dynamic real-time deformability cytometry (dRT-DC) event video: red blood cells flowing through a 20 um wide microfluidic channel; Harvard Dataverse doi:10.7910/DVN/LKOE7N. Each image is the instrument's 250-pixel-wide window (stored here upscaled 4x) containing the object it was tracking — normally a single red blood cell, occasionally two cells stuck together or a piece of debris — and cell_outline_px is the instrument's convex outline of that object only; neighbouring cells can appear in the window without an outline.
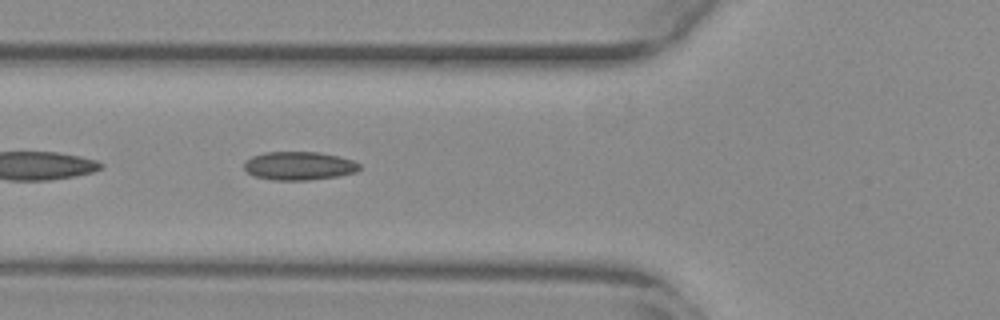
{"species": "common noctule bat (a hibernating species)", "species_latin": "Nyctalus noctula", "temperature_condition": "warm", "stored_images_in_passage": 48, "camera_frame_rate_fps": 3000, "um_per_image_px": 0.085, "animal": {"sex": "female", "body_mass_g": 29.2, "forearm_length_mm": 56.3}, "frame": {"image": 1, "passage_image": 15, "time_ms": 4.667, "image_size_px": [1000, 320], "cell_outline_px": [[360, 168], [356, 172], [336, 176], [308, 180], [272, 180], [256, 176], [248, 172], [244, 168], [244, 164], [252, 156], [264, 152], [320, 152], [352, 160], [360, 164]], "centroid_in_image_um": [25.42, 14.09], "position_along_channel_um": 100.4, "area_um2": 18.9}}
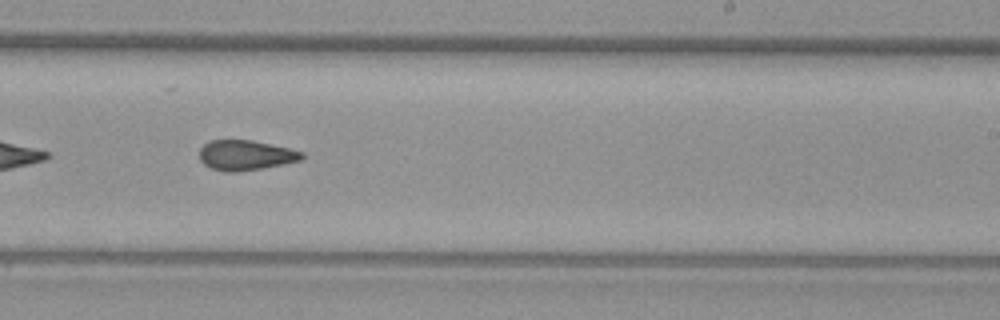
{"frame": {"image": 2, "passage_image": 28, "time_ms": 9.0, "image_size_px": [1000, 320], "cell_outline_px": [[304, 160], [264, 168], [236, 172], [224, 172], [212, 168], [204, 164], [200, 160], [200, 148], [204, 144], [212, 140], [252, 140], [288, 148], [304, 152]], "centroid_in_image_um": [20.91, 13.2], "position_along_channel_um": 268.1, "area_um2": 18.03}}
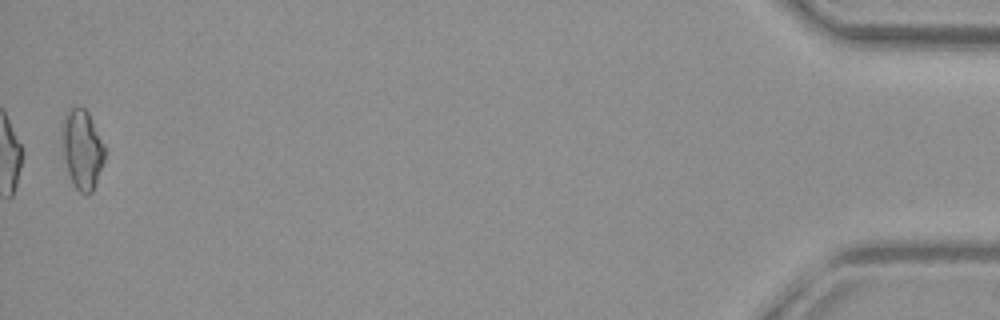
{"frame": {"image": 3, "passage_image": 48, "time_ms": 15.667, "image_size_px": [1000, 320], "cell_outline_px": [[104, 160], [92, 192], [88, 196], [84, 196], [72, 184], [68, 172], [64, 156], [60, 124], [68, 108], [84, 108], [88, 112], [104, 144]], "centroid_in_image_um": [6.96, 12.69], "position_along_channel_um": 428.2, "area_um2": 19.77}, "authors_computed_cell_mechanics": {"area_um2": 18.4382, "velocity_mm_per_s": 3.8675, "shape_relaxation_time_tau1_ms": null, "shape_relaxation_time_tau2_ms": 3.1263, "deformation_change_tau1": null, "deformation_change_tau2": 0.0936}}